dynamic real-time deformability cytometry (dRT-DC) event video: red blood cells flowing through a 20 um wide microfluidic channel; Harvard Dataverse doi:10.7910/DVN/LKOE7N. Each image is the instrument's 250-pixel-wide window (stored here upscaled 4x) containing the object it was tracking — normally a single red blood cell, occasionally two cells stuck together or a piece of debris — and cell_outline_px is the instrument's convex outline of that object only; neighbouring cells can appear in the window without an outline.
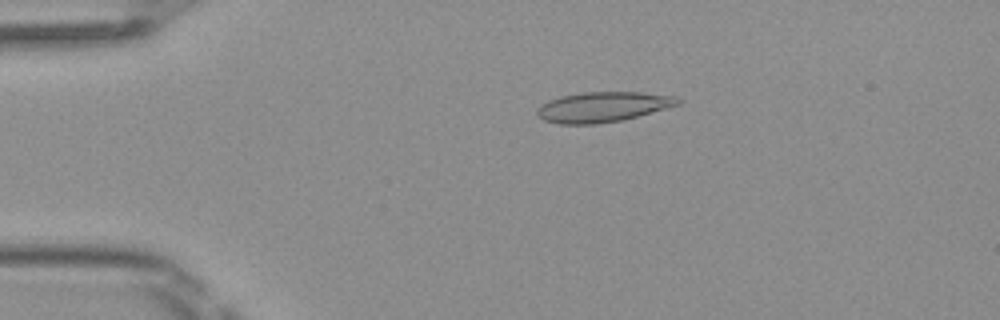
{"species": "Egyptian fruit bat (a non-hibernating species)", "species_latin": "Rousettus aegyptiacus", "temperature_condition": "room temperature", "stored_images_in_passage": 49, "camera_frame_rate_fps": 3000, "um_per_image_px": 0.085, "frame": {"image": 1, "passage_image": 10, "time_ms": 3.0, "image_size_px": [1000, 320], "cell_outline_px": [[680, 104], [624, 120], [596, 124], [560, 124], [544, 120], [536, 116], [536, 108], [540, 104], [548, 100], [560, 96], [580, 92], [640, 92], [676, 96], [680, 100]], "centroid_in_image_um": [51.19, 9.09], "position_along_channel_um": 33.8, "area_um2": 24.97}}
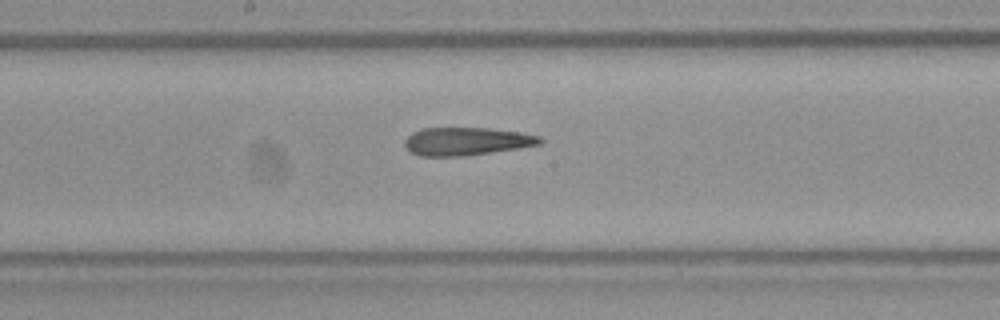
{"frame": {"image": 2, "passage_image": 26, "time_ms": 8.333, "image_size_px": [1000, 320], "cell_outline_px": [[544, 140], [540, 144], [520, 148], [464, 156], [420, 156], [408, 152], [404, 144], [404, 140], [412, 132], [424, 128], [488, 128], [520, 132], [540, 136]], "centroid_in_image_um": [39.63, 12.02], "position_along_channel_um": 208.6, "area_um2": 22.2}}
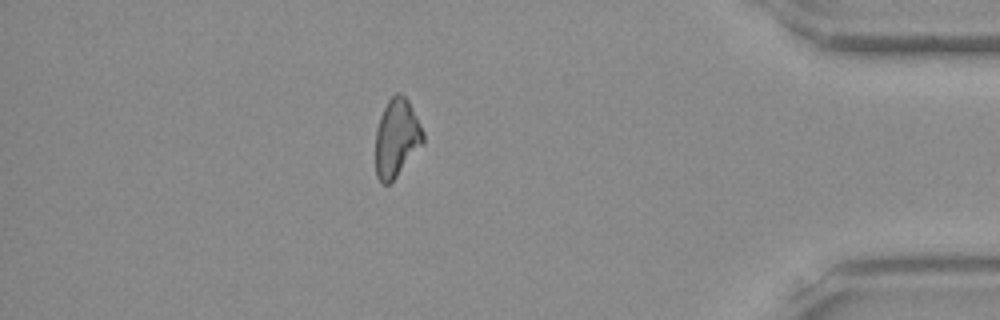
{"frame": {"image": 3, "passage_image": 43, "time_ms": 14.0, "image_size_px": [1000, 320], "cell_outline_px": [[424, 144], [396, 176], [388, 184], [380, 184], [376, 176], [376, 128], [380, 116], [388, 100], [396, 92], [400, 92], [408, 100], [424, 132]], "centroid_in_image_um": [33.71, 11.73], "position_along_channel_um": 401.5, "area_um2": 21.68}}